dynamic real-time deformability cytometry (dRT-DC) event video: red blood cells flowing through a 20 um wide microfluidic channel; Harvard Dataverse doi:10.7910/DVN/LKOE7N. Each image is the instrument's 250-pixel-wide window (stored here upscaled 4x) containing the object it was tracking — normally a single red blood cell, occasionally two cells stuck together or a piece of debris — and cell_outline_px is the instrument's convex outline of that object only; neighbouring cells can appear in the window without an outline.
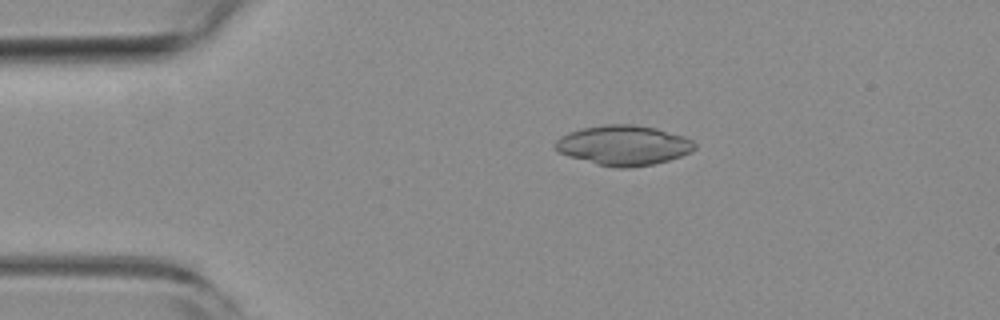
{"species": "common noctule bat (a hibernating species)", "species_latin": "Nyctalus noctula", "temperature_condition": "room temperature", "stored_images_in_passage": 37, "camera_frame_rate_fps": 3000, "um_per_image_px": 0.085, "animal": {"sex": "female", "body_mass_g": 19.3, "forearm_length_mm": 54.1}, "frame": {"image": 1, "passage_image": 4, "time_ms": 1.0, "image_size_px": [1000, 320], "cell_outline_px": [[696, 148], [680, 156], [668, 160], [652, 164], [628, 168], [616, 168], [596, 164], [568, 156], [552, 148], [552, 144], [560, 136], [568, 132], [580, 128], [604, 124], [636, 124], [656, 128], [684, 136], [692, 140], [696, 144]], "centroid_in_image_um": [52.95, 12.34], "position_along_channel_um": 32.1, "area_um2": 32.66}}